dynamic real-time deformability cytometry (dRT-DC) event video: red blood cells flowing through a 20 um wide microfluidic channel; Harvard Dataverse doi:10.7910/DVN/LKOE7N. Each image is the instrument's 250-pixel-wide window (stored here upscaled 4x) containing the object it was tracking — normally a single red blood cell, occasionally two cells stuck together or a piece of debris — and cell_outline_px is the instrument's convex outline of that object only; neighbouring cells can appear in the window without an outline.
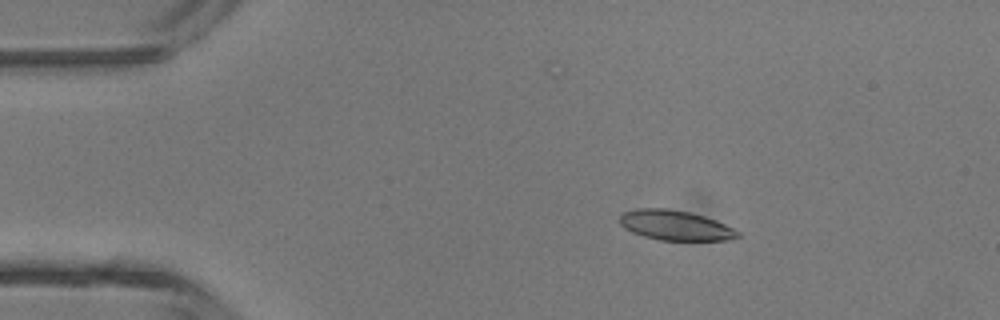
{"species": "common noctule bat (a hibernating species)", "species_latin": "Nyctalus noctula", "temperature_condition": "room temperature", "stored_images_in_passage": 5, "camera_frame_rate_fps": 3000, "um_per_image_px": 0.085, "animal": {"sex": "male", "body_mass_g": 13.3}, "frame": {"image": 1, "passage_image": 3, "time_ms": 0.667, "image_size_px": [1000, 320], "cell_outline_px": [[740, 236], [728, 240], [660, 240], [644, 236], [632, 232], [624, 228], [620, 224], [620, 216], [624, 212], [636, 208], [664, 208], [688, 212], [704, 216], [716, 220], [740, 232]], "centroid_in_image_um": [57.39, 19.15], "position_along_channel_um": 27.6, "area_um2": 20.46}}
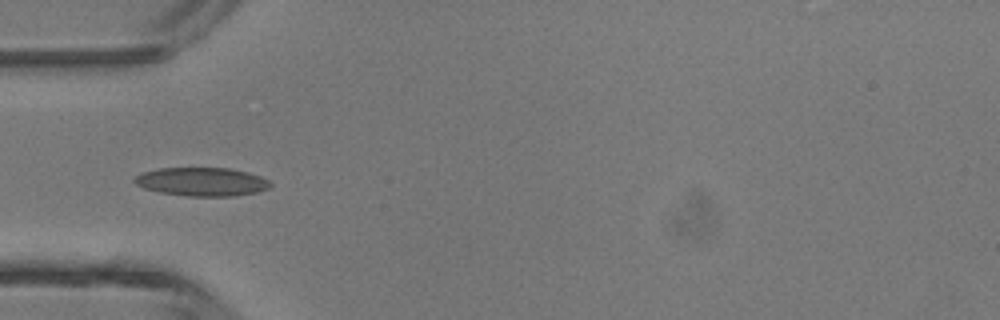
{"frame": {"image": 2, "passage_image": 5, "time_ms": 1.333, "image_size_px": [1000, 320], "cell_outline_px": [[272, 184], [268, 188], [256, 192], [232, 196], [188, 196], [160, 192], [144, 188], [136, 184], [132, 180], [136, 176], [144, 172], [160, 168], [228, 168], [248, 172], [260, 176], [268, 180]], "centroid_in_image_um": [17.16, 15.44], "position_along_channel_um": 67.8, "area_um2": 22.43}}